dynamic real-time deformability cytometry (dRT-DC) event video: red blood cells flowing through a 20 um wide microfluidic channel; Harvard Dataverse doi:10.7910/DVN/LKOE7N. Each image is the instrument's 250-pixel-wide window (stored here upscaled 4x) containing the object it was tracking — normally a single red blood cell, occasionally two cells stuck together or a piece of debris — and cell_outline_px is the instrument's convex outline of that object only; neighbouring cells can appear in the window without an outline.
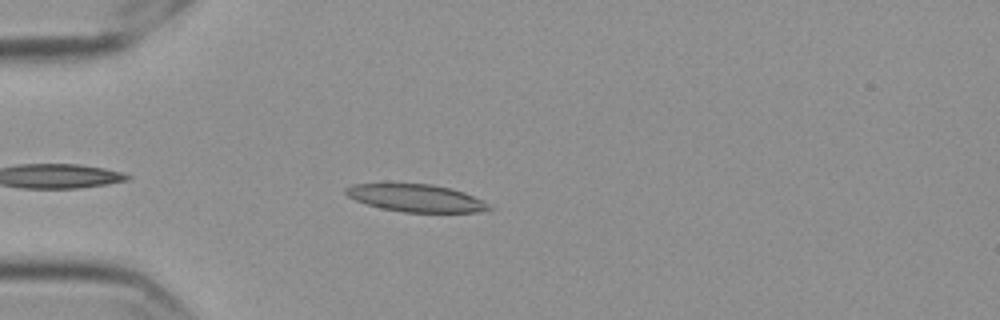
{"species": "Egyptian fruit bat (a non-hibernating species)", "species_latin": "Rousettus aegyptiacus", "temperature_condition": "cold", "stored_images_in_passage": 24, "camera_frame_rate_fps": 3000, "um_per_image_px": 0.085, "frame": {"image": 1, "passage_image": 5, "time_ms": 1.333, "image_size_px": [1000, 320], "cell_outline_px": [[492, 208], [476, 212], [404, 212], [380, 208], [356, 200], [348, 196], [344, 192], [344, 188], [352, 184], [432, 184], [452, 188], [464, 192], [488, 204]], "centroid_in_image_um": [35.33, 16.83], "position_along_channel_um": 49.7, "area_um2": 22.66}}
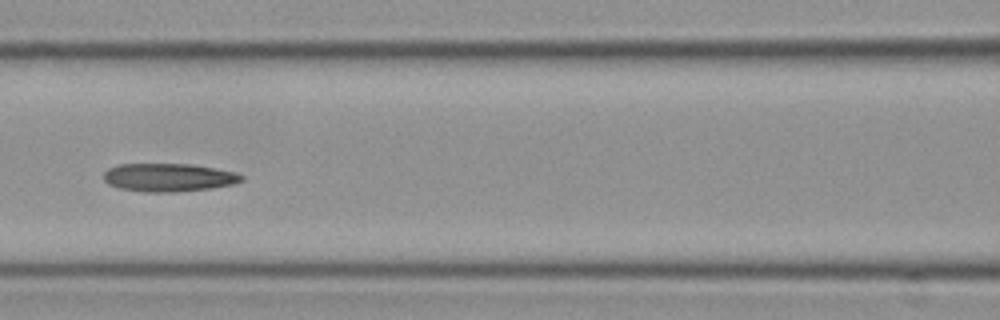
{"frame": {"image": 2, "passage_image": 15, "time_ms": 4.667, "image_size_px": [1000, 320], "cell_outline_px": [[244, 180], [232, 184], [212, 188], [176, 192], [144, 192], [120, 188], [108, 184], [104, 180], [104, 172], [108, 168], [120, 164], [192, 164], [236, 172], [244, 176]], "centroid_in_image_um": [14.34, 15.08], "position_along_channel_um": 152.3, "area_um2": 22.72}}
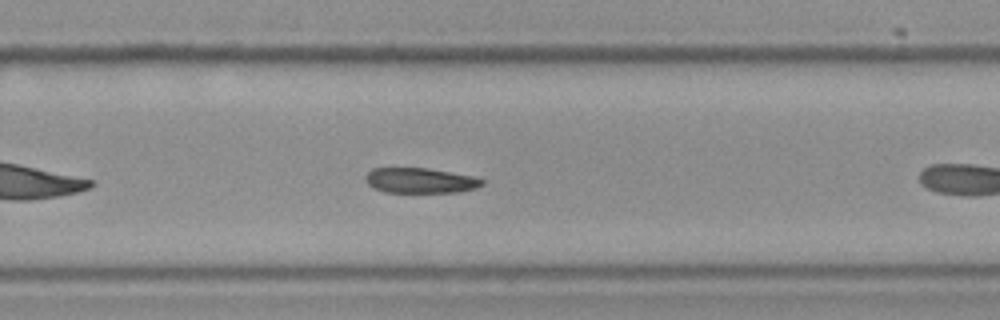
{"frame": {"image": 3, "passage_image": 23, "time_ms": 7.333, "image_size_px": [1000, 320], "cell_outline_px": [[484, 184], [476, 188], [456, 192], [384, 192], [372, 188], [364, 180], [364, 176], [372, 168], [428, 168], [472, 176], [484, 180]], "centroid_in_image_um": [35.67, 15.34], "position_along_channel_um": 294.1, "area_um2": 17.17}}